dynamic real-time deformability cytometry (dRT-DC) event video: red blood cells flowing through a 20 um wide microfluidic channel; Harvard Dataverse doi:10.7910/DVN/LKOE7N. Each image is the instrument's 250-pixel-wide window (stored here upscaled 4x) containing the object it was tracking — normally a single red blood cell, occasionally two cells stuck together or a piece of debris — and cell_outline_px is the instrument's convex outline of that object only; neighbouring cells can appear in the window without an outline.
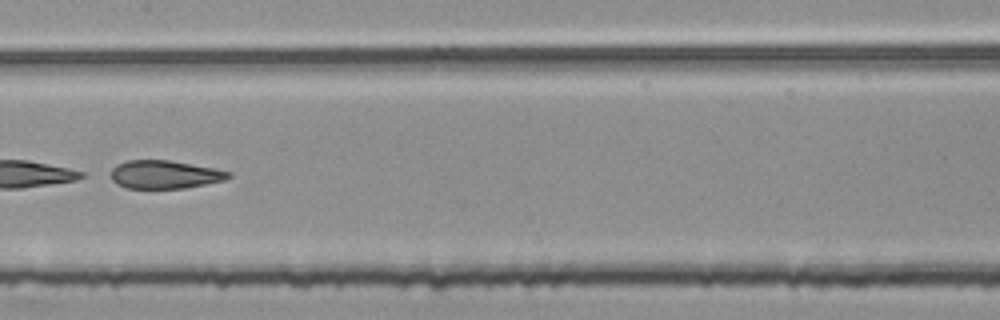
{"species": "common noctule bat (a hibernating species)", "species_latin": "Nyctalus noctula", "temperature_condition": "room temperature", "stored_images_in_passage": 6, "camera_frame_rate_fps": 3000, "um_per_image_px": 0.085, "animal": {"sex": "female", "body_mass_g": 25.1}, "frame": {"image": 1, "passage_image": 6, "time_ms": 1.667, "image_size_px": [1000, 320], "cell_outline_px": [[232, 176], [224, 180], [184, 188], [124, 188], [112, 180], [112, 168], [116, 164], [128, 160], [168, 160], [192, 164], [232, 172]], "centroid_in_image_um": [13.99, 14.83], "position_along_channel_um": 193.4, "area_um2": 19.19}}